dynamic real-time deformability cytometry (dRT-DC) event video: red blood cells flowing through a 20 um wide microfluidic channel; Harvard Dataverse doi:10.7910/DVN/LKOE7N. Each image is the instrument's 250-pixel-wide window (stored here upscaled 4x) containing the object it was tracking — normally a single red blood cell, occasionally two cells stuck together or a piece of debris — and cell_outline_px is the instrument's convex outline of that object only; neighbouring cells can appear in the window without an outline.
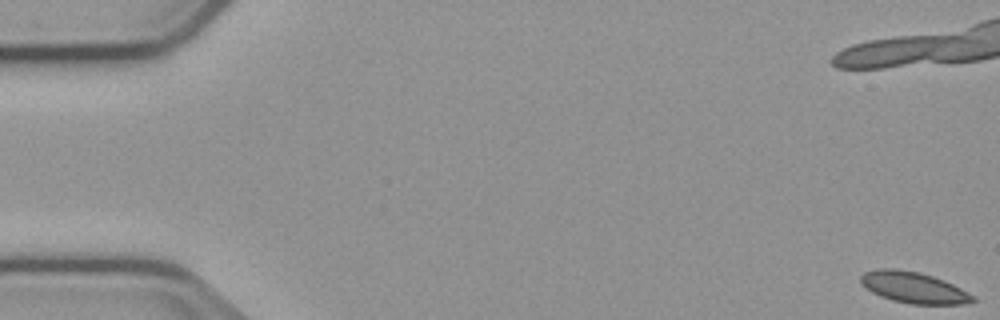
{"species": "common noctule bat (a hibernating species)", "species_latin": "Nyctalus noctula", "temperature_condition": "cold", "stored_images_in_passage": 57, "camera_frame_rate_fps": 3000, "um_per_image_px": 0.085, "animal": {"sex": "male", "body_mass_g": 23.1, "forearm_length_mm": 52.7}, "frame": {"image": 1, "passage_image": 1, "time_ms": 0.0, "image_size_px": [1000, 320], "cell_outline_px": [[976, 300], [964, 304], [908, 304], [892, 300], [880, 296], [872, 292], [860, 284], [860, 276], [864, 272], [876, 268], [896, 268], [920, 272], [944, 280], [960, 288], [972, 296]], "centroid_in_image_um": [77.59, 24.43], "position_along_channel_um": 7.4, "area_um2": 20.4}, "authors_computed_cell_mechanics": {"area_um2": 20.3456, "velocity_mm_per_s": 3.7182, "shape_relaxation_time_tau1_ms": null, "shape_relaxation_time_tau2_ms": 6.918, "deformation_change_tau1": null, "deformation_change_tau2": 0.0858}}